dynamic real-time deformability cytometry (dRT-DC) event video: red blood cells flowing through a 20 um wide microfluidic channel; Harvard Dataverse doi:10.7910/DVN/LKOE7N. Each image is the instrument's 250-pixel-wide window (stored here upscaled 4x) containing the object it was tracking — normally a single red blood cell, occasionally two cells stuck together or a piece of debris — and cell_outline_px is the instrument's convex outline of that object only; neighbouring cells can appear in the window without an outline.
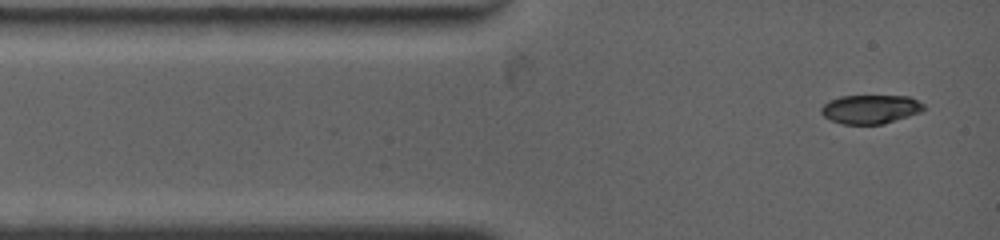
{"species": "common noctule bat (a hibernating species)", "species_latin": "Nyctalus noctula", "temperature_condition": "warm", "stored_images_in_passage": 3, "camera_frame_rate_fps": 4500, "um_per_image_px": 0.085, "animal": {"sex": "female", "body_mass_g": 19.0, "forearm_length_mm": 53.3}, "frame": {"image": 1, "passage_image": 1, "time_ms": 0.0, "image_size_px": [1000, 240], "cell_outline_px": [[924, 108], [920, 112], [884, 124], [844, 124], [832, 120], [824, 116], [820, 112], [820, 108], [828, 100], [840, 96], [908, 96], [924, 104]], "centroid_in_image_um": [73.96, 9.28], "position_along_channel_um": 11.0, "area_um2": 17.17}}
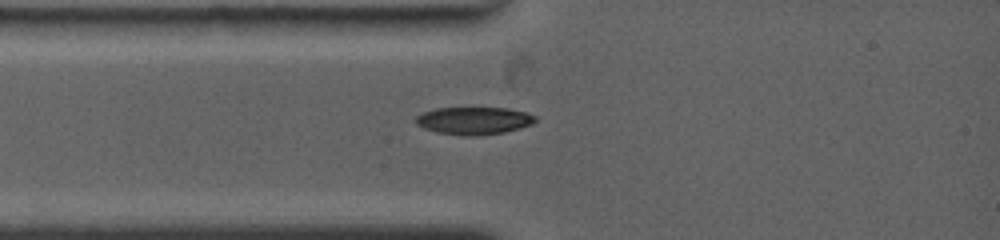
{"frame": {"image": 2, "passage_image": 3, "time_ms": 1.778, "image_size_px": [1000, 240], "cell_outline_px": [[536, 120], [532, 124], [520, 128], [504, 132], [472, 136], [464, 136], [436, 132], [424, 128], [416, 124], [416, 116], [424, 112], [436, 108], [508, 108], [524, 112], [536, 116]], "centroid_in_image_um": [40.27, 10.26], "position_along_channel_um": 44.7, "area_um2": 19.07}}